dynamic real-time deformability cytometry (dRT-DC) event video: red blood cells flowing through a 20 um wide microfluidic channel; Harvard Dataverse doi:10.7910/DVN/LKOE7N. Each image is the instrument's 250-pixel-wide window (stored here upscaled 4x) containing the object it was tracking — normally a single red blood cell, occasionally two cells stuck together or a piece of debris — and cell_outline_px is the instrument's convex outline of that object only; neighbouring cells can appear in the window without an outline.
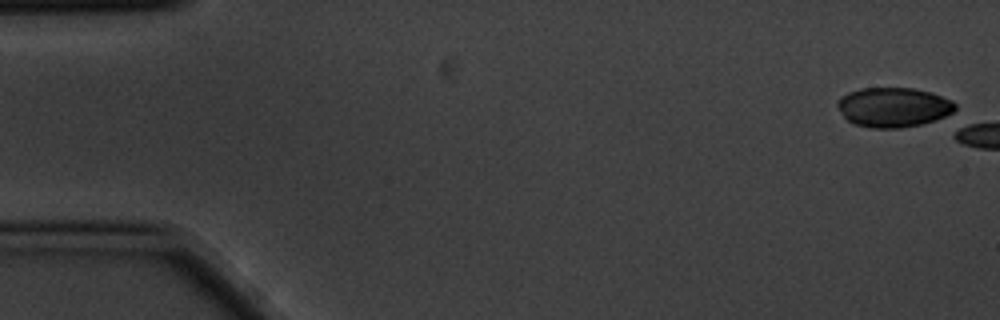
{"species": "common noctule bat (a hibernating species)", "species_latin": "Nyctalus noctula", "temperature_condition": "cold", "stored_images_in_passage": 3, "camera_frame_rate_fps": 3000, "um_per_image_px": 0.085, "animal": {"sex": "male", "body_mass_g": 20.1, "forearm_length_mm": 53.5}, "frame": {"image": 1, "passage_image": 1, "time_ms": 0.0, "image_size_px": [1000, 320], "cell_outline_px": [[956, 108], [952, 112], [936, 120], [920, 124], [900, 128], [872, 128], [856, 124], [848, 120], [844, 116], [836, 104], [836, 100], [840, 96], [848, 92], [860, 88], [912, 88], [928, 92], [952, 100], [956, 104]], "centroid_in_image_um": [75.91, 9.11], "position_along_channel_um": 9.1, "area_um2": 27.05}}